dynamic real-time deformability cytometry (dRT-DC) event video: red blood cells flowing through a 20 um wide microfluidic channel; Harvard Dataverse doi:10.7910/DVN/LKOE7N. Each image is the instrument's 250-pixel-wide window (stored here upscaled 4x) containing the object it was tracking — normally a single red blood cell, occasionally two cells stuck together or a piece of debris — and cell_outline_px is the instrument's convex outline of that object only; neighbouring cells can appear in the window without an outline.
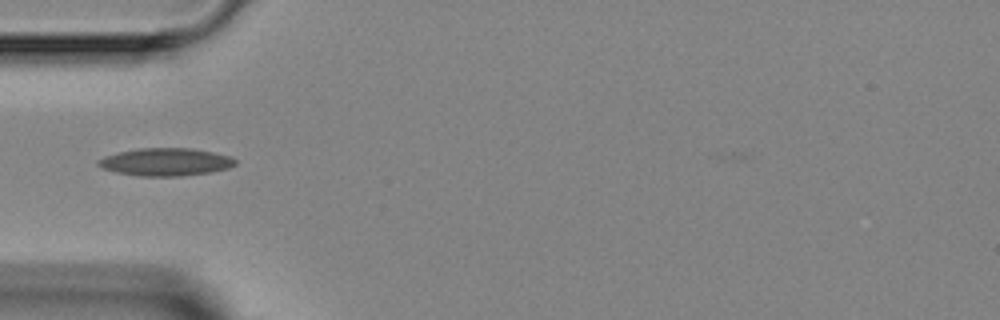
{"species": "Egyptian fruit bat (a non-hibernating species)", "species_latin": "Rousettus aegyptiacus", "temperature_condition": "room temperature", "stored_images_in_passage": 5, "camera_frame_rate_fps": 3000, "um_per_image_px": 0.085, "animal": {"sex": "female"}, "frame": {"image": 1, "passage_image": 4, "time_ms": 4.333, "image_size_px": [1000, 320], "cell_outline_px": [[236, 164], [228, 168], [208, 172], [180, 176], [140, 176], [116, 172], [104, 168], [96, 164], [96, 160], [104, 156], [120, 152], [140, 148], [192, 148], [232, 156], [236, 160]], "centroid_in_image_um": [14.08, 13.76], "position_along_channel_um": 70.9, "area_um2": 22.02}}
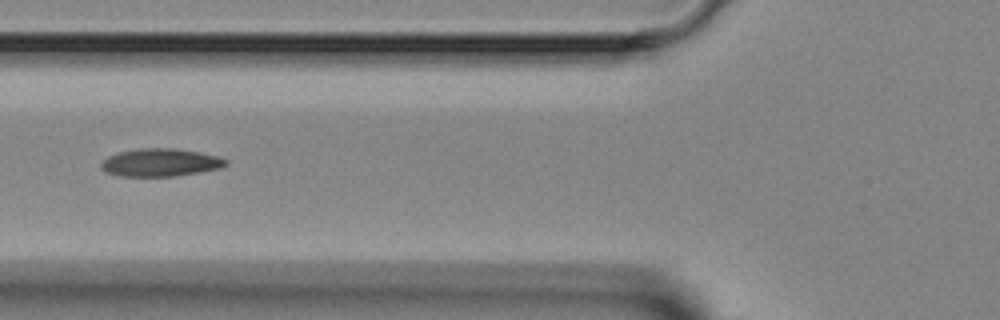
{"frame": {"image": 2, "passage_image": 5, "time_ms": 5.333, "image_size_px": [1000, 320], "cell_outline_px": [[228, 164], [220, 168], [200, 172], [172, 176], [120, 176], [108, 172], [100, 168], [100, 160], [116, 152], [140, 148], [176, 148], [200, 152], [216, 156], [228, 160]], "centroid_in_image_um": [13.6, 13.8], "position_along_channel_um": 112.2, "area_um2": 20.35}}